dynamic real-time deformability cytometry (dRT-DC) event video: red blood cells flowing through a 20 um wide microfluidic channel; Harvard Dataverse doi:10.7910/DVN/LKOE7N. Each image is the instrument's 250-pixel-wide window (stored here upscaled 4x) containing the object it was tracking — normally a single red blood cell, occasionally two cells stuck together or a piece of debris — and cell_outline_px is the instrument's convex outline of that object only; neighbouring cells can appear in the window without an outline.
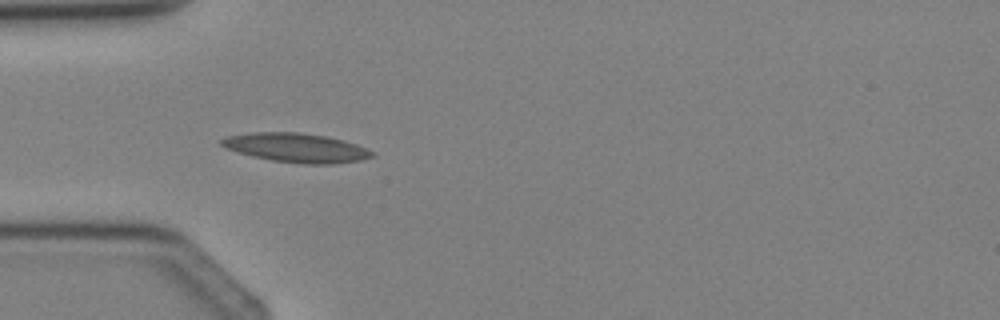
{"species": "Egyptian fruit bat (a non-hibernating species)", "species_latin": "Rousettus aegyptiacus", "temperature_condition": "cold", "stored_images_in_passage": 3, "camera_frame_rate_fps": 3000, "um_per_image_px": 0.085, "animal": {"sex": "female"}, "frame": {"image": 1, "passage_image": 3, "time_ms": 2.333, "image_size_px": [1000, 320], "cell_outline_px": [[376, 156], [360, 160], [332, 164], [304, 164], [272, 160], [252, 156], [228, 148], [220, 144], [220, 140], [228, 136], [252, 132], [300, 132], [328, 136], [344, 140], [356, 144], [376, 152]], "centroid_in_image_um": [25.25, 12.55], "position_along_channel_um": 59.7, "area_um2": 25.55}}